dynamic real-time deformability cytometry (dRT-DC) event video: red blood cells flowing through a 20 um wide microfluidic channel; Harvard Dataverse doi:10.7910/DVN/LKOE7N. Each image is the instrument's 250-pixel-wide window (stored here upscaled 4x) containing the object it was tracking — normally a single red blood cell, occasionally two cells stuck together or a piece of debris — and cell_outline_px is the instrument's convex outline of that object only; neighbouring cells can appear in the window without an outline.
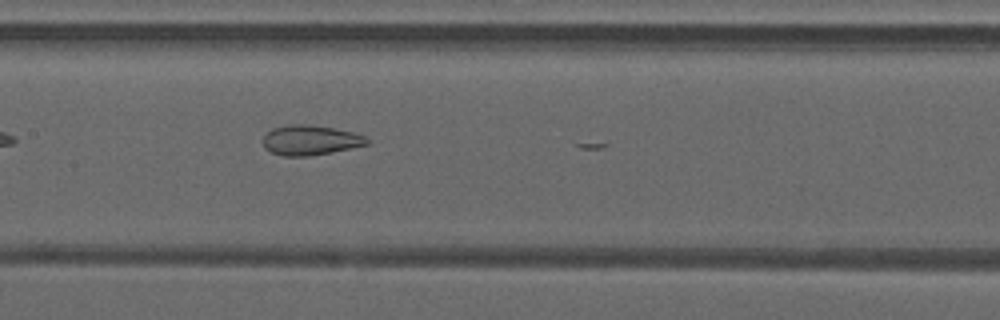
{"species": "common noctule bat (a hibernating species)", "species_latin": "Nyctalus noctula", "temperature_condition": "warm", "stored_images_in_passage": 11, "camera_frame_rate_fps": 3000, "um_per_image_px": 0.085, "animal": {"sex": "male", "forearm_length_mm": 52.5}, "frame": {"image": 1, "passage_image": 10, "time_ms": 3.0, "image_size_px": [1000, 320], "cell_outline_px": [[368, 144], [332, 152], [308, 156], [284, 156], [272, 152], [264, 148], [264, 136], [272, 128], [292, 124], [308, 124], [332, 128], [352, 132], [364, 136], [368, 140]], "centroid_in_image_um": [26.36, 11.91], "position_along_channel_um": 181.0, "area_um2": 17.86}}